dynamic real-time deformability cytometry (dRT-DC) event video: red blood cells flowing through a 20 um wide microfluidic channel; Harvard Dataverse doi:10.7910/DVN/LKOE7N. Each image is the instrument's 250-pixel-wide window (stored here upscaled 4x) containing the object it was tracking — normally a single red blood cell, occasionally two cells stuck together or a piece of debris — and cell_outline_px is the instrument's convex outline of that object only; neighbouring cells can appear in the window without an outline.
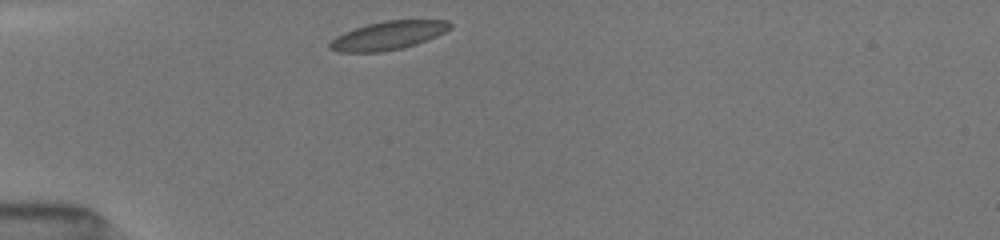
{"species": "common noctule bat (a hibernating species)", "species_latin": "Nyctalus noctula", "temperature_condition": "room temperature", "stored_images_in_passage": 33, "camera_frame_rate_fps": 3000, "um_per_image_px": 0.085, "animal": {"sex": "female", "body_mass_g": 19.5, "forearm_length_mm": 54.1}, "frame": {"image": 1, "passage_image": 1, "time_ms": 0.0, "image_size_px": [1000, 240], "cell_outline_px": [[452, 28], [436, 36], [416, 44], [384, 52], [340, 52], [328, 48], [328, 44], [336, 36], [344, 32], [368, 24], [384, 20], [448, 20], [452, 24]], "centroid_in_image_um": [32.99, 3.01], "position_along_channel_um": 52.0, "area_um2": 19.88}}
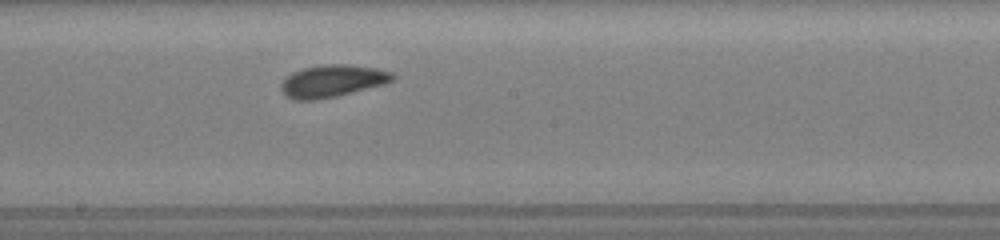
{"frame": {"image": 2, "passage_image": 15, "time_ms": 4.667, "image_size_px": [1000, 240], "cell_outline_px": [[396, 76], [392, 80], [384, 84], [336, 96], [316, 100], [292, 100], [284, 96], [280, 88], [280, 84], [292, 72], [304, 68], [324, 64], [348, 64], [376, 68], [392, 72]], "centroid_in_image_um": [28.22, 6.89], "position_along_channel_um": 220.0, "area_um2": 20.98}}
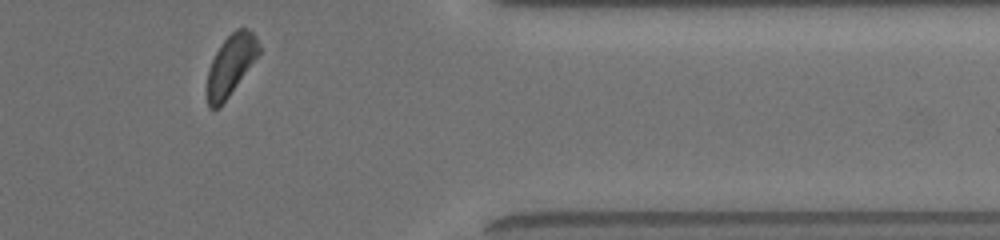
{"frame": {"image": 3, "passage_image": 29, "time_ms": 9.333, "image_size_px": [1000, 240], "cell_outline_px": [[260, 52], [220, 108], [208, 108], [208, 68], [220, 44], [236, 28], [248, 28], [256, 36], [260, 48]], "centroid_in_image_um": [19.62, 5.51], "position_along_channel_um": 391.8, "area_um2": 17.98}, "authors_computed_cell_mechanics": {"area_um2": 19.7676, "velocity_mm_per_s": 4.0116, "shape_relaxation_time_tau1_ms": 1.7978, "shape_relaxation_time_tau2_ms": 3.4318, "deformation_change_tau1": 0.0973, "deformation_change_tau2": 0.0843}}